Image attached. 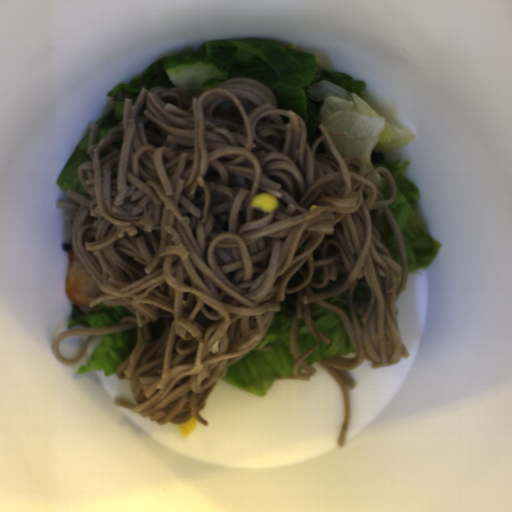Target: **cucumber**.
I'll return each mask as SVG.
<instances>
[{"mask_svg": "<svg viewBox=\"0 0 512 512\" xmlns=\"http://www.w3.org/2000/svg\"><path fill=\"white\" fill-rule=\"evenodd\" d=\"M163 65L173 89L187 88L181 96L187 100L201 97L230 77L229 71L221 70L210 57L199 52L167 55Z\"/></svg>", "mask_w": 512, "mask_h": 512, "instance_id": "8b760119", "label": "cucumber"}]
</instances>
